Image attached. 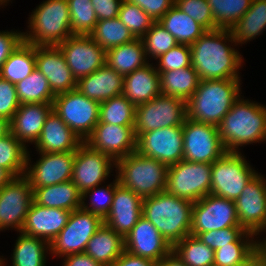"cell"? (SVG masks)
I'll use <instances>...</instances> for the list:
<instances>
[{"label":"cell","mask_w":266,"mask_h":266,"mask_svg":"<svg viewBox=\"0 0 266 266\" xmlns=\"http://www.w3.org/2000/svg\"><path fill=\"white\" fill-rule=\"evenodd\" d=\"M119 183L142 199L164 192L167 184L168 166L137 151L116 161Z\"/></svg>","instance_id":"cell-5"},{"label":"cell","mask_w":266,"mask_h":266,"mask_svg":"<svg viewBox=\"0 0 266 266\" xmlns=\"http://www.w3.org/2000/svg\"><path fill=\"white\" fill-rule=\"evenodd\" d=\"M63 266H103L101 263L94 261L88 254L77 253L64 256Z\"/></svg>","instance_id":"cell-56"},{"label":"cell","mask_w":266,"mask_h":266,"mask_svg":"<svg viewBox=\"0 0 266 266\" xmlns=\"http://www.w3.org/2000/svg\"><path fill=\"white\" fill-rule=\"evenodd\" d=\"M33 202V189L23 175L12 178L0 189V231L20 232Z\"/></svg>","instance_id":"cell-15"},{"label":"cell","mask_w":266,"mask_h":266,"mask_svg":"<svg viewBox=\"0 0 266 266\" xmlns=\"http://www.w3.org/2000/svg\"><path fill=\"white\" fill-rule=\"evenodd\" d=\"M10 133V121L0 117V138H4Z\"/></svg>","instance_id":"cell-60"},{"label":"cell","mask_w":266,"mask_h":266,"mask_svg":"<svg viewBox=\"0 0 266 266\" xmlns=\"http://www.w3.org/2000/svg\"><path fill=\"white\" fill-rule=\"evenodd\" d=\"M89 36L105 51L136 39L118 17L99 20Z\"/></svg>","instance_id":"cell-38"},{"label":"cell","mask_w":266,"mask_h":266,"mask_svg":"<svg viewBox=\"0 0 266 266\" xmlns=\"http://www.w3.org/2000/svg\"><path fill=\"white\" fill-rule=\"evenodd\" d=\"M227 227H242L235 201L208 194L193 203L191 235L197 237L202 232Z\"/></svg>","instance_id":"cell-13"},{"label":"cell","mask_w":266,"mask_h":266,"mask_svg":"<svg viewBox=\"0 0 266 266\" xmlns=\"http://www.w3.org/2000/svg\"><path fill=\"white\" fill-rule=\"evenodd\" d=\"M186 118V101L160 94L136 106L134 133L137 136L160 128L183 126Z\"/></svg>","instance_id":"cell-11"},{"label":"cell","mask_w":266,"mask_h":266,"mask_svg":"<svg viewBox=\"0 0 266 266\" xmlns=\"http://www.w3.org/2000/svg\"><path fill=\"white\" fill-rule=\"evenodd\" d=\"M160 92L188 101L199 85L200 78L195 69L190 66L175 71L159 72Z\"/></svg>","instance_id":"cell-33"},{"label":"cell","mask_w":266,"mask_h":266,"mask_svg":"<svg viewBox=\"0 0 266 266\" xmlns=\"http://www.w3.org/2000/svg\"><path fill=\"white\" fill-rule=\"evenodd\" d=\"M218 132L227 152L266 141V106L240 97L223 117Z\"/></svg>","instance_id":"cell-2"},{"label":"cell","mask_w":266,"mask_h":266,"mask_svg":"<svg viewBox=\"0 0 266 266\" xmlns=\"http://www.w3.org/2000/svg\"><path fill=\"white\" fill-rule=\"evenodd\" d=\"M123 82L124 76L105 64L90 75L78 79L76 89L87 98L101 103L121 95Z\"/></svg>","instance_id":"cell-27"},{"label":"cell","mask_w":266,"mask_h":266,"mask_svg":"<svg viewBox=\"0 0 266 266\" xmlns=\"http://www.w3.org/2000/svg\"><path fill=\"white\" fill-rule=\"evenodd\" d=\"M29 16L30 31L23 32L26 43L34 46H57L73 36L67 0L43 1Z\"/></svg>","instance_id":"cell-6"},{"label":"cell","mask_w":266,"mask_h":266,"mask_svg":"<svg viewBox=\"0 0 266 266\" xmlns=\"http://www.w3.org/2000/svg\"><path fill=\"white\" fill-rule=\"evenodd\" d=\"M175 5L207 31L219 29L214 22L207 0H175Z\"/></svg>","instance_id":"cell-49"},{"label":"cell","mask_w":266,"mask_h":266,"mask_svg":"<svg viewBox=\"0 0 266 266\" xmlns=\"http://www.w3.org/2000/svg\"><path fill=\"white\" fill-rule=\"evenodd\" d=\"M12 256V266H46L49 243L19 232Z\"/></svg>","instance_id":"cell-35"},{"label":"cell","mask_w":266,"mask_h":266,"mask_svg":"<svg viewBox=\"0 0 266 266\" xmlns=\"http://www.w3.org/2000/svg\"><path fill=\"white\" fill-rule=\"evenodd\" d=\"M20 105L15 84L0 77V117L11 121Z\"/></svg>","instance_id":"cell-51"},{"label":"cell","mask_w":266,"mask_h":266,"mask_svg":"<svg viewBox=\"0 0 266 266\" xmlns=\"http://www.w3.org/2000/svg\"><path fill=\"white\" fill-rule=\"evenodd\" d=\"M142 205L140 196L119 183L104 224L125 238L142 217Z\"/></svg>","instance_id":"cell-23"},{"label":"cell","mask_w":266,"mask_h":266,"mask_svg":"<svg viewBox=\"0 0 266 266\" xmlns=\"http://www.w3.org/2000/svg\"><path fill=\"white\" fill-rule=\"evenodd\" d=\"M124 251V238L105 224L96 231L85 248V253L103 266H111Z\"/></svg>","instance_id":"cell-30"},{"label":"cell","mask_w":266,"mask_h":266,"mask_svg":"<svg viewBox=\"0 0 266 266\" xmlns=\"http://www.w3.org/2000/svg\"><path fill=\"white\" fill-rule=\"evenodd\" d=\"M52 110V104H21L10 121V133L26 148L28 142L35 144Z\"/></svg>","instance_id":"cell-26"},{"label":"cell","mask_w":266,"mask_h":266,"mask_svg":"<svg viewBox=\"0 0 266 266\" xmlns=\"http://www.w3.org/2000/svg\"><path fill=\"white\" fill-rule=\"evenodd\" d=\"M256 252V242H232L214 251L213 266H238Z\"/></svg>","instance_id":"cell-48"},{"label":"cell","mask_w":266,"mask_h":266,"mask_svg":"<svg viewBox=\"0 0 266 266\" xmlns=\"http://www.w3.org/2000/svg\"><path fill=\"white\" fill-rule=\"evenodd\" d=\"M240 79L200 80L186 102L187 118L218 126L241 96Z\"/></svg>","instance_id":"cell-4"},{"label":"cell","mask_w":266,"mask_h":266,"mask_svg":"<svg viewBox=\"0 0 266 266\" xmlns=\"http://www.w3.org/2000/svg\"><path fill=\"white\" fill-rule=\"evenodd\" d=\"M238 222L246 231L260 235L266 229V180L256 174L235 200Z\"/></svg>","instance_id":"cell-19"},{"label":"cell","mask_w":266,"mask_h":266,"mask_svg":"<svg viewBox=\"0 0 266 266\" xmlns=\"http://www.w3.org/2000/svg\"><path fill=\"white\" fill-rule=\"evenodd\" d=\"M238 266H265L262 261L261 256L255 252L250 258H248L244 263Z\"/></svg>","instance_id":"cell-58"},{"label":"cell","mask_w":266,"mask_h":266,"mask_svg":"<svg viewBox=\"0 0 266 266\" xmlns=\"http://www.w3.org/2000/svg\"><path fill=\"white\" fill-rule=\"evenodd\" d=\"M136 139L134 126L98 123L85 143L117 161L136 151Z\"/></svg>","instance_id":"cell-21"},{"label":"cell","mask_w":266,"mask_h":266,"mask_svg":"<svg viewBox=\"0 0 266 266\" xmlns=\"http://www.w3.org/2000/svg\"><path fill=\"white\" fill-rule=\"evenodd\" d=\"M265 232V230H262L261 232ZM256 252L261 256L262 261L264 262V265L266 266V239L262 240L261 242L256 239Z\"/></svg>","instance_id":"cell-59"},{"label":"cell","mask_w":266,"mask_h":266,"mask_svg":"<svg viewBox=\"0 0 266 266\" xmlns=\"http://www.w3.org/2000/svg\"><path fill=\"white\" fill-rule=\"evenodd\" d=\"M104 225V220L81 207L71 211L67 224L50 242L49 254L62 257L84 253L87 243L96 231Z\"/></svg>","instance_id":"cell-9"},{"label":"cell","mask_w":266,"mask_h":266,"mask_svg":"<svg viewBox=\"0 0 266 266\" xmlns=\"http://www.w3.org/2000/svg\"><path fill=\"white\" fill-rule=\"evenodd\" d=\"M83 141L53 110L49 113L35 145L42 153L76 151Z\"/></svg>","instance_id":"cell-25"},{"label":"cell","mask_w":266,"mask_h":266,"mask_svg":"<svg viewBox=\"0 0 266 266\" xmlns=\"http://www.w3.org/2000/svg\"><path fill=\"white\" fill-rule=\"evenodd\" d=\"M158 22L176 38L179 44L191 45L207 31L175 4Z\"/></svg>","instance_id":"cell-32"},{"label":"cell","mask_w":266,"mask_h":266,"mask_svg":"<svg viewBox=\"0 0 266 266\" xmlns=\"http://www.w3.org/2000/svg\"><path fill=\"white\" fill-rule=\"evenodd\" d=\"M15 87L20 104H52L55 98L47 78L37 68Z\"/></svg>","instance_id":"cell-37"},{"label":"cell","mask_w":266,"mask_h":266,"mask_svg":"<svg viewBox=\"0 0 266 266\" xmlns=\"http://www.w3.org/2000/svg\"><path fill=\"white\" fill-rule=\"evenodd\" d=\"M52 107L83 142L99 122L100 102L87 98L77 89L56 95Z\"/></svg>","instance_id":"cell-8"},{"label":"cell","mask_w":266,"mask_h":266,"mask_svg":"<svg viewBox=\"0 0 266 266\" xmlns=\"http://www.w3.org/2000/svg\"><path fill=\"white\" fill-rule=\"evenodd\" d=\"M212 164L186 160L169 166L166 192L193 203L210 194Z\"/></svg>","instance_id":"cell-10"},{"label":"cell","mask_w":266,"mask_h":266,"mask_svg":"<svg viewBox=\"0 0 266 266\" xmlns=\"http://www.w3.org/2000/svg\"><path fill=\"white\" fill-rule=\"evenodd\" d=\"M255 236L243 227H227L220 230L202 232L197 238L215 251L232 242H256L253 240Z\"/></svg>","instance_id":"cell-47"},{"label":"cell","mask_w":266,"mask_h":266,"mask_svg":"<svg viewBox=\"0 0 266 266\" xmlns=\"http://www.w3.org/2000/svg\"><path fill=\"white\" fill-rule=\"evenodd\" d=\"M122 2L123 0H91L98 21L118 17Z\"/></svg>","instance_id":"cell-54"},{"label":"cell","mask_w":266,"mask_h":266,"mask_svg":"<svg viewBox=\"0 0 266 266\" xmlns=\"http://www.w3.org/2000/svg\"><path fill=\"white\" fill-rule=\"evenodd\" d=\"M76 80L106 64V51L89 35H73L57 45Z\"/></svg>","instance_id":"cell-17"},{"label":"cell","mask_w":266,"mask_h":266,"mask_svg":"<svg viewBox=\"0 0 266 266\" xmlns=\"http://www.w3.org/2000/svg\"><path fill=\"white\" fill-rule=\"evenodd\" d=\"M27 151L28 148L11 133L0 138V167L6 169L13 177L23 176Z\"/></svg>","instance_id":"cell-41"},{"label":"cell","mask_w":266,"mask_h":266,"mask_svg":"<svg viewBox=\"0 0 266 266\" xmlns=\"http://www.w3.org/2000/svg\"><path fill=\"white\" fill-rule=\"evenodd\" d=\"M71 32L73 35H89L98 22L91 0H67Z\"/></svg>","instance_id":"cell-43"},{"label":"cell","mask_w":266,"mask_h":266,"mask_svg":"<svg viewBox=\"0 0 266 266\" xmlns=\"http://www.w3.org/2000/svg\"><path fill=\"white\" fill-rule=\"evenodd\" d=\"M216 26L231 29L251 6L252 0H207Z\"/></svg>","instance_id":"cell-42"},{"label":"cell","mask_w":266,"mask_h":266,"mask_svg":"<svg viewBox=\"0 0 266 266\" xmlns=\"http://www.w3.org/2000/svg\"><path fill=\"white\" fill-rule=\"evenodd\" d=\"M144 44L146 57L157 59L159 56L168 52L179 43L176 38L162 27L159 22H155L152 27L141 38Z\"/></svg>","instance_id":"cell-45"},{"label":"cell","mask_w":266,"mask_h":266,"mask_svg":"<svg viewBox=\"0 0 266 266\" xmlns=\"http://www.w3.org/2000/svg\"><path fill=\"white\" fill-rule=\"evenodd\" d=\"M10 0H0V7L1 5H7L6 3H8Z\"/></svg>","instance_id":"cell-62"},{"label":"cell","mask_w":266,"mask_h":266,"mask_svg":"<svg viewBox=\"0 0 266 266\" xmlns=\"http://www.w3.org/2000/svg\"><path fill=\"white\" fill-rule=\"evenodd\" d=\"M158 65L156 67L158 72L175 71L192 66L191 48L190 45L178 44L171 48L165 54L159 56Z\"/></svg>","instance_id":"cell-50"},{"label":"cell","mask_w":266,"mask_h":266,"mask_svg":"<svg viewBox=\"0 0 266 266\" xmlns=\"http://www.w3.org/2000/svg\"><path fill=\"white\" fill-rule=\"evenodd\" d=\"M230 42L235 44L230 29L219 28L206 31L190 45L192 67L200 80L241 79L243 58Z\"/></svg>","instance_id":"cell-1"},{"label":"cell","mask_w":266,"mask_h":266,"mask_svg":"<svg viewBox=\"0 0 266 266\" xmlns=\"http://www.w3.org/2000/svg\"><path fill=\"white\" fill-rule=\"evenodd\" d=\"M4 260H5V258H4V259L1 258V266H5V265H4V264H5Z\"/></svg>","instance_id":"cell-63"},{"label":"cell","mask_w":266,"mask_h":266,"mask_svg":"<svg viewBox=\"0 0 266 266\" xmlns=\"http://www.w3.org/2000/svg\"><path fill=\"white\" fill-rule=\"evenodd\" d=\"M124 249L134 256L158 263L172 251L173 247L157 228L142 216L124 238Z\"/></svg>","instance_id":"cell-20"},{"label":"cell","mask_w":266,"mask_h":266,"mask_svg":"<svg viewBox=\"0 0 266 266\" xmlns=\"http://www.w3.org/2000/svg\"><path fill=\"white\" fill-rule=\"evenodd\" d=\"M116 161L100 152L92 149L87 143L83 142L75 151V160L71 181L83 193L101 183L109 177Z\"/></svg>","instance_id":"cell-18"},{"label":"cell","mask_w":266,"mask_h":266,"mask_svg":"<svg viewBox=\"0 0 266 266\" xmlns=\"http://www.w3.org/2000/svg\"><path fill=\"white\" fill-rule=\"evenodd\" d=\"M160 94V74L153 63H148L124 76L122 95L135 106L146 103Z\"/></svg>","instance_id":"cell-28"},{"label":"cell","mask_w":266,"mask_h":266,"mask_svg":"<svg viewBox=\"0 0 266 266\" xmlns=\"http://www.w3.org/2000/svg\"><path fill=\"white\" fill-rule=\"evenodd\" d=\"M136 138V151L143 156L157 159L168 167L183 160L182 126L140 133Z\"/></svg>","instance_id":"cell-14"},{"label":"cell","mask_w":266,"mask_h":266,"mask_svg":"<svg viewBox=\"0 0 266 266\" xmlns=\"http://www.w3.org/2000/svg\"><path fill=\"white\" fill-rule=\"evenodd\" d=\"M35 59L55 96L76 89L77 80L58 46H35Z\"/></svg>","instance_id":"cell-22"},{"label":"cell","mask_w":266,"mask_h":266,"mask_svg":"<svg viewBox=\"0 0 266 266\" xmlns=\"http://www.w3.org/2000/svg\"><path fill=\"white\" fill-rule=\"evenodd\" d=\"M239 152H226L212 164L210 194L235 201L257 174Z\"/></svg>","instance_id":"cell-7"},{"label":"cell","mask_w":266,"mask_h":266,"mask_svg":"<svg viewBox=\"0 0 266 266\" xmlns=\"http://www.w3.org/2000/svg\"><path fill=\"white\" fill-rule=\"evenodd\" d=\"M111 266H157V263L124 251Z\"/></svg>","instance_id":"cell-55"},{"label":"cell","mask_w":266,"mask_h":266,"mask_svg":"<svg viewBox=\"0 0 266 266\" xmlns=\"http://www.w3.org/2000/svg\"><path fill=\"white\" fill-rule=\"evenodd\" d=\"M33 201L40 206L74 211L81 207L82 193L70 180L67 182L32 187Z\"/></svg>","instance_id":"cell-29"},{"label":"cell","mask_w":266,"mask_h":266,"mask_svg":"<svg viewBox=\"0 0 266 266\" xmlns=\"http://www.w3.org/2000/svg\"><path fill=\"white\" fill-rule=\"evenodd\" d=\"M118 18L135 38H142L155 23L143 9L127 0H123Z\"/></svg>","instance_id":"cell-46"},{"label":"cell","mask_w":266,"mask_h":266,"mask_svg":"<svg viewBox=\"0 0 266 266\" xmlns=\"http://www.w3.org/2000/svg\"><path fill=\"white\" fill-rule=\"evenodd\" d=\"M143 9L155 22L175 4V0H127Z\"/></svg>","instance_id":"cell-53"},{"label":"cell","mask_w":266,"mask_h":266,"mask_svg":"<svg viewBox=\"0 0 266 266\" xmlns=\"http://www.w3.org/2000/svg\"><path fill=\"white\" fill-rule=\"evenodd\" d=\"M14 178L6 169L0 167V189Z\"/></svg>","instance_id":"cell-61"},{"label":"cell","mask_w":266,"mask_h":266,"mask_svg":"<svg viewBox=\"0 0 266 266\" xmlns=\"http://www.w3.org/2000/svg\"><path fill=\"white\" fill-rule=\"evenodd\" d=\"M157 266H187L174 252L173 250L166 255Z\"/></svg>","instance_id":"cell-57"},{"label":"cell","mask_w":266,"mask_h":266,"mask_svg":"<svg viewBox=\"0 0 266 266\" xmlns=\"http://www.w3.org/2000/svg\"><path fill=\"white\" fill-rule=\"evenodd\" d=\"M147 59L141 38L106 51V64L122 76L148 64Z\"/></svg>","instance_id":"cell-31"},{"label":"cell","mask_w":266,"mask_h":266,"mask_svg":"<svg viewBox=\"0 0 266 266\" xmlns=\"http://www.w3.org/2000/svg\"><path fill=\"white\" fill-rule=\"evenodd\" d=\"M172 250L187 266H213L214 264V250L196 236H186L177 242Z\"/></svg>","instance_id":"cell-40"},{"label":"cell","mask_w":266,"mask_h":266,"mask_svg":"<svg viewBox=\"0 0 266 266\" xmlns=\"http://www.w3.org/2000/svg\"><path fill=\"white\" fill-rule=\"evenodd\" d=\"M182 130L183 160L213 164L227 152L219 136L218 126L186 118Z\"/></svg>","instance_id":"cell-12"},{"label":"cell","mask_w":266,"mask_h":266,"mask_svg":"<svg viewBox=\"0 0 266 266\" xmlns=\"http://www.w3.org/2000/svg\"><path fill=\"white\" fill-rule=\"evenodd\" d=\"M135 114L136 106L121 94L100 103L98 123L135 126Z\"/></svg>","instance_id":"cell-39"},{"label":"cell","mask_w":266,"mask_h":266,"mask_svg":"<svg viewBox=\"0 0 266 266\" xmlns=\"http://www.w3.org/2000/svg\"><path fill=\"white\" fill-rule=\"evenodd\" d=\"M24 41L21 31H0V70L8 57Z\"/></svg>","instance_id":"cell-52"},{"label":"cell","mask_w":266,"mask_h":266,"mask_svg":"<svg viewBox=\"0 0 266 266\" xmlns=\"http://www.w3.org/2000/svg\"><path fill=\"white\" fill-rule=\"evenodd\" d=\"M266 29V0H252L246 13L230 29L236 45L259 36Z\"/></svg>","instance_id":"cell-34"},{"label":"cell","mask_w":266,"mask_h":266,"mask_svg":"<svg viewBox=\"0 0 266 266\" xmlns=\"http://www.w3.org/2000/svg\"><path fill=\"white\" fill-rule=\"evenodd\" d=\"M35 68V46L23 41L3 64L0 77L16 84L30 75Z\"/></svg>","instance_id":"cell-36"},{"label":"cell","mask_w":266,"mask_h":266,"mask_svg":"<svg viewBox=\"0 0 266 266\" xmlns=\"http://www.w3.org/2000/svg\"><path fill=\"white\" fill-rule=\"evenodd\" d=\"M119 184L117 176L113 183L106 185V187L95 186L82 193L81 208L89 211L97 216H100L103 220L107 217L115 194L116 186ZM90 199V203L87 205L85 200L87 197Z\"/></svg>","instance_id":"cell-44"},{"label":"cell","mask_w":266,"mask_h":266,"mask_svg":"<svg viewBox=\"0 0 266 266\" xmlns=\"http://www.w3.org/2000/svg\"><path fill=\"white\" fill-rule=\"evenodd\" d=\"M71 211L43 207L32 202L21 232L50 242L67 224Z\"/></svg>","instance_id":"cell-24"},{"label":"cell","mask_w":266,"mask_h":266,"mask_svg":"<svg viewBox=\"0 0 266 266\" xmlns=\"http://www.w3.org/2000/svg\"><path fill=\"white\" fill-rule=\"evenodd\" d=\"M193 202L166 191L143 199L142 216L149 220L173 247L191 235Z\"/></svg>","instance_id":"cell-3"},{"label":"cell","mask_w":266,"mask_h":266,"mask_svg":"<svg viewBox=\"0 0 266 266\" xmlns=\"http://www.w3.org/2000/svg\"><path fill=\"white\" fill-rule=\"evenodd\" d=\"M39 155L40 158L32 165L29 151H27L24 176L31 187H44L71 180L75 151L39 152Z\"/></svg>","instance_id":"cell-16"}]
</instances>
